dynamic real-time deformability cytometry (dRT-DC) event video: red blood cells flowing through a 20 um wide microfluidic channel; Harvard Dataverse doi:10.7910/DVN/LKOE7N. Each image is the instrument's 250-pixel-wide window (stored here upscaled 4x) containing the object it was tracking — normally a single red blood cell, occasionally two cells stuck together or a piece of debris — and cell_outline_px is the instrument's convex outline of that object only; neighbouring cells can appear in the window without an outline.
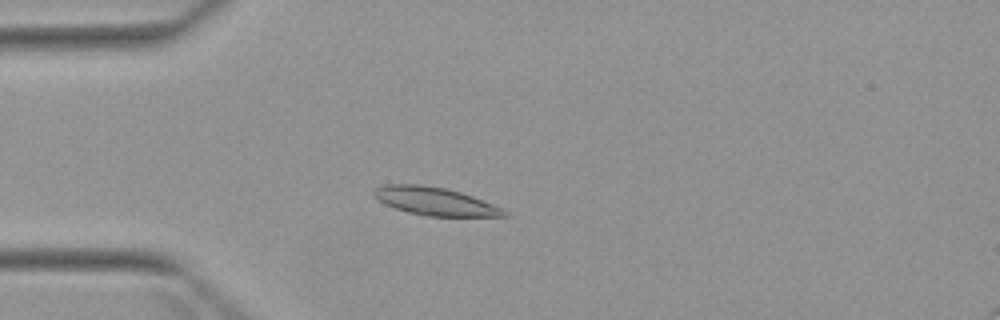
{"species": "Egyptian fruit bat (a non-hibernating species)", "species_latin": "Rousettus aegyptiacus", "temperature_condition": "warm", "stored_images_in_passage": 4, "camera_frame_rate_fps": 3000, "um_per_image_px": 0.085, "animal": {"sex": "female"}, "frame": {"image": 1, "passage_image": 3, "time_ms": 2.333, "image_size_px": [1000, 320], "cell_outline_px": [[508, 216], [428, 216], [408, 212], [384, 204], [376, 200], [372, 196], [372, 192], [376, 188], [384, 184], [420, 184], [444, 188], [460, 192], [472, 196], [492, 204], [508, 212]], "centroid_in_image_um": [36.9, 17.1], "position_along_channel_um": 48.1, "area_um2": 21.15}}